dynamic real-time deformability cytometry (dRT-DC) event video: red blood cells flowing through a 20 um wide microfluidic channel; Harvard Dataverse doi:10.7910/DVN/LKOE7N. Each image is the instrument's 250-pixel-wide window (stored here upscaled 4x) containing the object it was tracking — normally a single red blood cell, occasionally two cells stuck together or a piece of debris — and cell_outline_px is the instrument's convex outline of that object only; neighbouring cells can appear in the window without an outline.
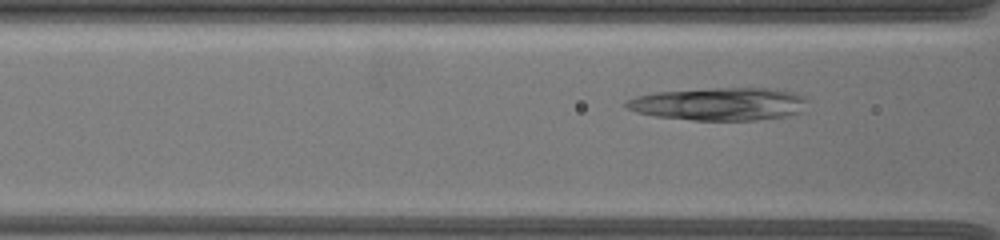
{"species": "common noctule bat (a hibernating species)", "species_latin": "Nyctalus noctula", "temperature_condition": "warm", "stored_images_in_passage": 8, "camera_frame_rate_fps": 3000, "um_per_image_px": 0.085, "animal": {"sex": "female", "body_mass_g": 19.5, "forearm_length_mm": 54.1}, "frame": {"image": 1, "passage_image": 5, "time_ms": 1.333, "image_size_px": [1000, 240], "cell_outline_px": [[808, 100], [800, 112], [784, 116], [756, 120], [692, 120], [656, 116], [636, 112], [624, 108], [624, 100], [636, 96], [656, 92], [712, 88], [768, 88], [792, 92], [804, 96]], "centroid_in_image_um": [61.08, 8.83], "position_along_channel_um": 105.5, "area_um2": 34.68}}